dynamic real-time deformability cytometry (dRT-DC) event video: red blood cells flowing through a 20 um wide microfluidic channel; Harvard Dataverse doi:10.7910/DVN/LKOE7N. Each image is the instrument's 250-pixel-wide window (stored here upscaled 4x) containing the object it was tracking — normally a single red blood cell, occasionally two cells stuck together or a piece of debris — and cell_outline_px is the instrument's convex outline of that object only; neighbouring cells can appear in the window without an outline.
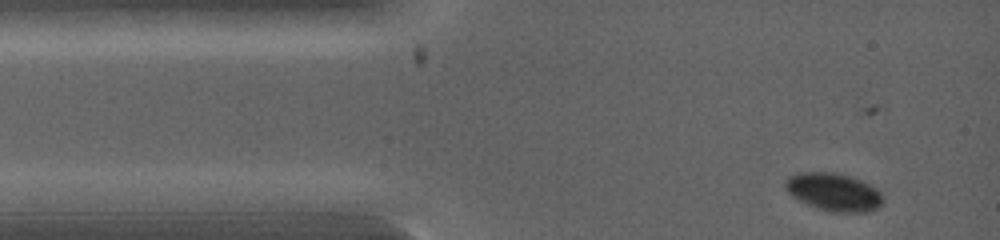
{"species": "common noctule bat (a hibernating species)", "species_latin": "Nyctalus noctula", "temperature_condition": "warm", "stored_images_in_passage": 12, "camera_frame_rate_fps": 5000, "um_per_image_px": 0.085, "animal": {"sex": "female", "body_mass_g": 19.0, "forearm_length_mm": 53.3}, "frame": {"image": 1, "passage_image": 2, "time_ms": 0.6, "image_size_px": [1000, 240], "cell_outline_px": [[884, 200], [876, 208], [864, 212], [836, 212], [820, 208], [808, 204], [792, 196], [784, 188], [784, 180], [788, 176], [800, 172], [832, 172], [848, 176], [860, 180], [876, 188], [880, 192]], "centroid_in_image_um": [70.83, 16.3], "position_along_channel_um": 14.2, "area_um2": 21.27}}
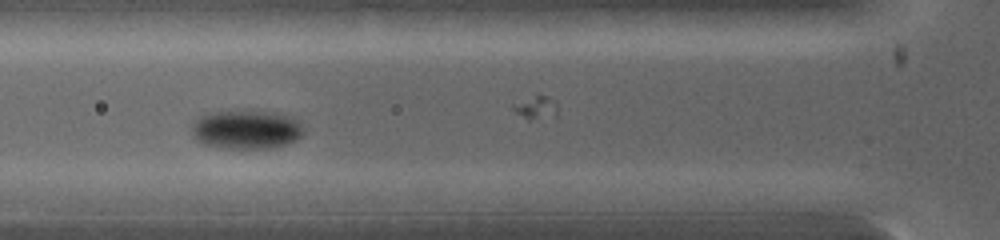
{"frame": {"image": 2, "passage_image": 8, "time_ms": 3.0, "image_size_px": [1000, 240], "cell_outline_px": [[304, 132], [296, 140], [272, 148], [224, 148], [204, 144], [196, 140], [192, 128], [196, 120], [200, 116], [208, 112], [232, 108], [252, 108], [276, 112], [292, 116], [296, 120]], "centroid_in_image_um": [20.92, 10.94], "position_along_channel_um": 104.9, "area_um2": 26.13}}
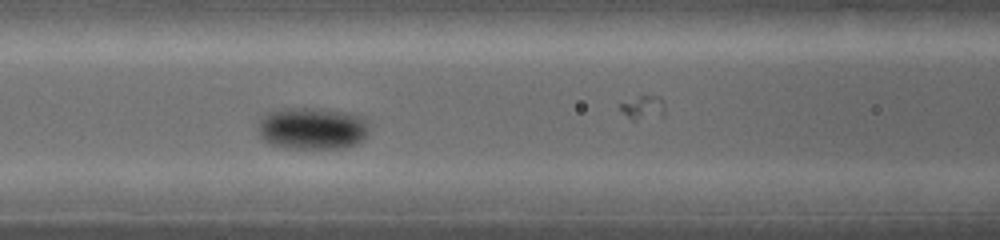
{"frame": {"image": 3, "passage_image": 11, "time_ms": 3.6, "image_size_px": [1000, 240], "cell_outline_px": [[368, 132], [356, 144], [340, 148], [292, 148], [272, 144], [264, 140], [260, 136], [256, 128], [256, 120], [260, 116], [268, 112], [280, 108], [320, 108], [344, 112], [360, 116], [364, 120], [368, 128]], "centroid_in_image_um": [26.44, 10.89], "position_along_channel_um": 140.2, "area_um2": 27.28}}